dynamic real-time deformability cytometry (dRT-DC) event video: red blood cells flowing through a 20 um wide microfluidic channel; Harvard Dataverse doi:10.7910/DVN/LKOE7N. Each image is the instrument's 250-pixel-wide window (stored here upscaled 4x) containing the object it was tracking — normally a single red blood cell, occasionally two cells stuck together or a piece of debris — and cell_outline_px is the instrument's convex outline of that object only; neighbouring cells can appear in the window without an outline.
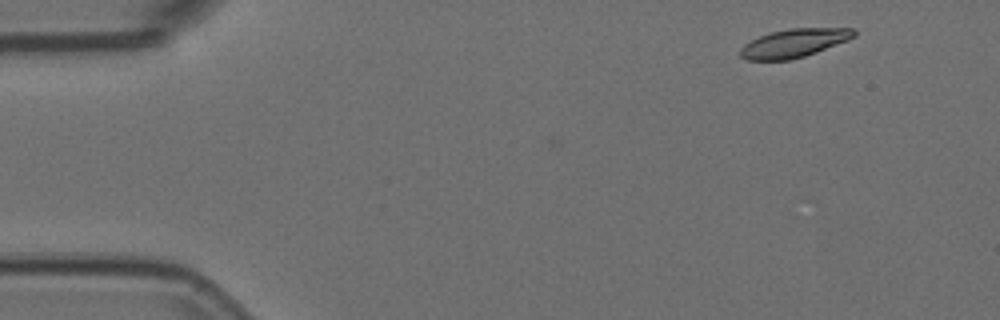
{"species": "Egyptian fruit bat (a non-hibernating species)", "species_latin": "Rousettus aegyptiacus", "temperature_condition": "room temperature", "stored_images_in_passage": 4, "camera_frame_rate_fps": 3000, "um_per_image_px": 0.085, "animal": {"sex": "female"}, "frame": {"image": 1, "passage_image": 4, "time_ms": 1.0, "image_size_px": [1000, 320], "cell_outline_px": [[856, 36], [848, 40], [816, 52], [804, 56], [788, 60], [748, 60], [740, 56], [740, 48], [744, 44], [760, 36], [772, 32], [792, 28], [852, 28], [856, 32]], "centroid_in_image_um": [67.5, 3.66], "position_along_channel_um": 17.5, "area_um2": 18.67}}